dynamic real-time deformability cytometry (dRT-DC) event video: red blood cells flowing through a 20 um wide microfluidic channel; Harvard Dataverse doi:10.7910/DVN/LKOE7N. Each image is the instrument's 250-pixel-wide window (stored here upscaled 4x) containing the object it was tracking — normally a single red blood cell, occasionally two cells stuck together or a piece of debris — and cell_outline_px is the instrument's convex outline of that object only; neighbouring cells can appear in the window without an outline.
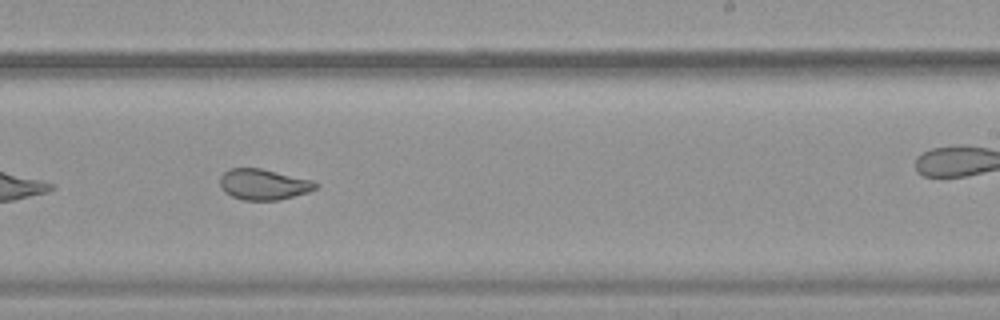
{"species": "common noctule bat (a hibernating species)", "species_latin": "Nyctalus noctula", "temperature_condition": "warm", "stored_images_in_passage": 38, "camera_frame_rate_fps": 3000, "um_per_image_px": 0.085, "animal": {"sex": "female", "body_mass_g": 19.9}, "frame": {"image": 1, "passage_image": 17, "time_ms": 5.333, "image_size_px": [1000, 320], "cell_outline_px": [[320, 184], [316, 188], [308, 192], [280, 200], [244, 200], [232, 196], [224, 192], [220, 184], [220, 176], [228, 168], [260, 168], [312, 180]], "centroid_in_image_um": [22.4, 15.67], "position_along_channel_um": 266.6, "area_um2": 17.17}}
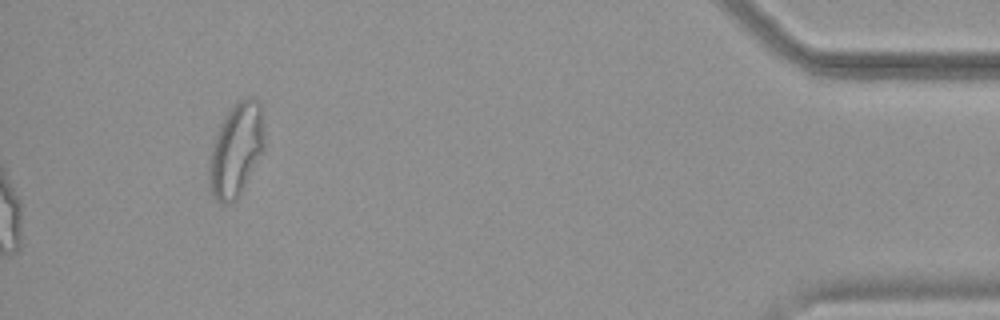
{"frame": {"image": 2, "passage_image": 38, "time_ms": 12.333, "image_size_px": [1000, 320], "cell_outline_px": [[264, 148], [236, 200], [224, 204], [216, 200], [208, 184], [208, 164], [212, 148], [220, 124], [224, 116], [232, 104], [248, 96], [252, 96], [260, 104], [264, 132]], "centroid_in_image_um": [20.05, 12.71], "position_along_channel_um": 415.1, "area_um2": 29.77}, "authors_computed_cell_mechanics": {"area_um2": 19.3919, "velocity_mm_per_s": 3.8452, "shape_relaxation_time_tau1_ms": null, "shape_relaxation_time_tau2_ms": 1.2525, "deformation_change_tau1": null, "deformation_change_tau2": 0.0763}}